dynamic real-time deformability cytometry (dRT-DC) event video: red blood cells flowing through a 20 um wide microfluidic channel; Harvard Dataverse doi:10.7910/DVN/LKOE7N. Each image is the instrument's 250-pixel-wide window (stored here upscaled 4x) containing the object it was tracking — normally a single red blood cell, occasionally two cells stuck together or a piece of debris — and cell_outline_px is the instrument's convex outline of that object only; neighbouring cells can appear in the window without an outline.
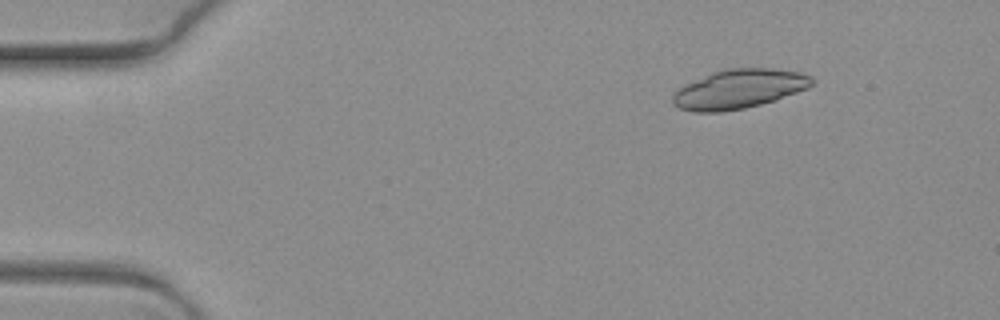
{"species": "common noctule bat (a hibernating species)", "species_latin": "Nyctalus noctula", "temperature_condition": "warm", "stored_images_in_passage": 7, "camera_frame_rate_fps": 3000, "um_per_image_px": 0.085, "animal": {"sex": "female", "body_mass_g": 19.3, "forearm_length_mm": 54.1}, "frame": {"image": 1, "passage_image": 3, "time_ms": 0.667, "image_size_px": [1000, 320], "cell_outline_px": [[816, 80], [808, 88], [776, 100], [744, 108], [720, 112], [692, 112], [680, 108], [672, 104], [672, 96], [680, 88], [712, 72], [724, 68], [772, 68], [800, 72], [812, 76]], "centroid_in_image_um": [62.85, 7.56], "position_along_channel_um": 22.1, "area_um2": 31.73}}